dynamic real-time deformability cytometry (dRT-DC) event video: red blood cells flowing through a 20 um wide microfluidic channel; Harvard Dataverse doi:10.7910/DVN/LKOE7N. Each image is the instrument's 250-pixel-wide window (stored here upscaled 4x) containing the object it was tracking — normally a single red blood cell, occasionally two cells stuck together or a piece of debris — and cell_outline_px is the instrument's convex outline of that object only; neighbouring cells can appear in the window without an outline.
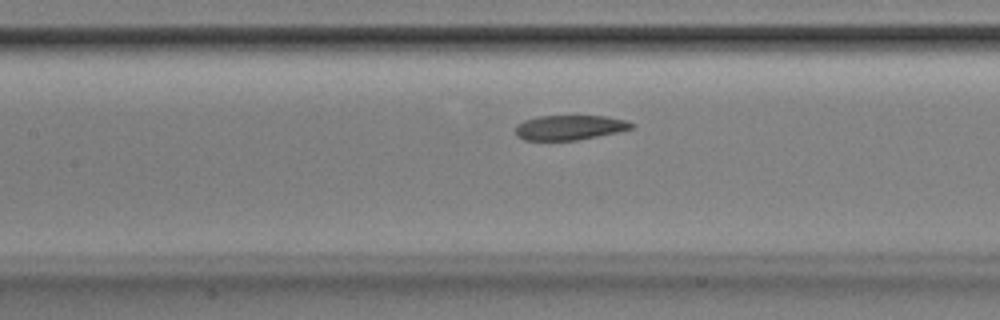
{"species": "Egyptian fruit bat (a non-hibernating species)", "species_latin": "Rousettus aegyptiacus", "temperature_condition": "room temperature", "stored_images_in_passage": 47, "camera_frame_rate_fps": 3000, "um_per_image_px": 0.085, "animal": {"sex": "male"}, "frame": {"image": 1, "passage_image": 19, "time_ms": 6.0, "image_size_px": [1000, 320], "cell_outline_px": [[636, 124], [632, 128], [616, 132], [576, 140], [524, 140], [516, 136], [516, 124], [524, 120], [536, 116], [604, 116], [624, 120]], "centroid_in_image_um": [48.37, 10.83], "position_along_channel_um": 159.0, "area_um2": 16.65}}
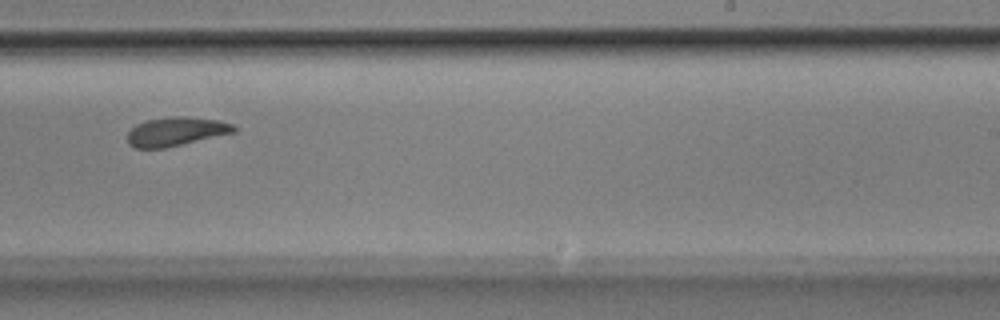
{"frame": {"image": 2, "passage_image": 28, "time_ms": 9.0, "image_size_px": [1000, 320], "cell_outline_px": [[236, 132], [164, 148], [132, 148], [128, 144], [128, 132], [136, 124], [148, 120], [172, 116], [188, 116], [220, 120], [232, 124], [236, 128]], "centroid_in_image_um": [14.96, 11.17], "position_along_channel_um": 274.0, "area_um2": 17.92}}
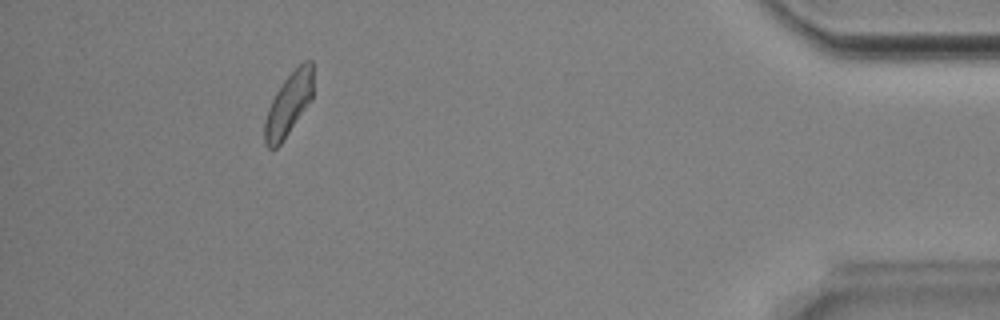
{"frame": {"image": 3, "passage_image": 43, "time_ms": 14.0, "image_size_px": [1000, 320], "cell_outline_px": [[312, 100], [280, 144], [276, 148], [268, 148], [264, 144], [264, 124], [268, 108], [276, 92], [284, 80], [304, 60], [312, 60]], "centroid_in_image_um": [24.52, 8.88], "position_along_channel_um": 410.7, "area_um2": 17.51}, "authors_computed_cell_mechanics": {"area_um2": 18.207, "velocity_mm_per_s": 3.8545, "shape_relaxation_time_tau1_ms": 7.4198, "shape_relaxation_time_tau2_ms": 3.5334, "deformation_change_tau1": 0.1381, "deformation_change_tau2": 0.1056}}